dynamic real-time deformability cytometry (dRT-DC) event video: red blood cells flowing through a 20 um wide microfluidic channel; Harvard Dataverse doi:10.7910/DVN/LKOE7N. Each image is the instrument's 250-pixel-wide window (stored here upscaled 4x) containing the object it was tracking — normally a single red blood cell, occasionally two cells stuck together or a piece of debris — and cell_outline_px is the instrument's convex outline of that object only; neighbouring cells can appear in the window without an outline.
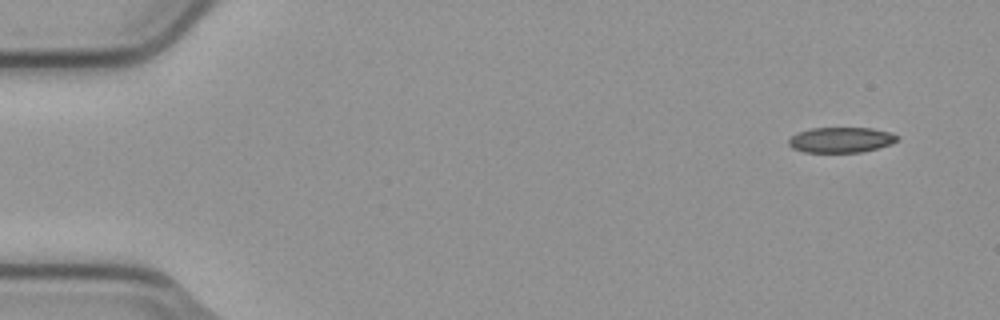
{"species": "common noctule bat (a hibernating species)", "species_latin": "Nyctalus noctula", "temperature_condition": "cold", "stored_images_in_passage": 4, "camera_frame_rate_fps": 3000, "um_per_image_px": 0.085, "animal": {"sex": "male", "body_mass_g": 23.1, "forearm_length_mm": 52.7}, "frame": {"image": 1, "passage_image": 1, "time_ms": 0.0, "image_size_px": [1000, 320], "cell_outline_px": [[900, 136], [892, 144], [860, 152], [804, 152], [792, 148], [788, 144], [788, 140], [792, 136], [800, 132], [812, 128], [872, 128], [888, 132]], "centroid_in_image_um": [71.48, 11.89], "position_along_channel_um": 13.5, "area_um2": 15.9}}
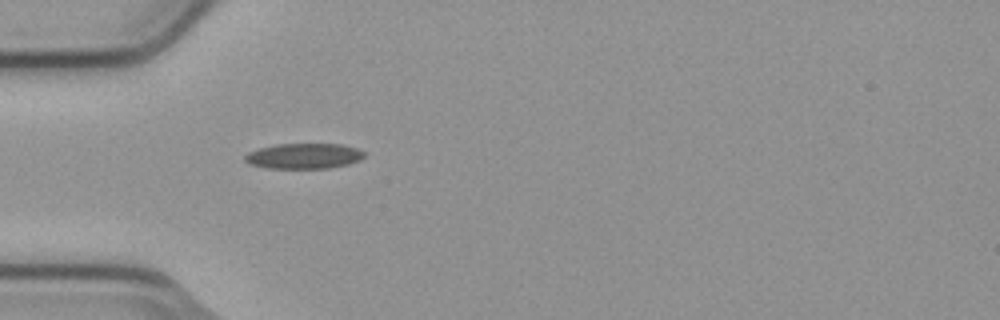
{"frame": {"image": 2, "passage_image": 4, "time_ms": 1.0, "image_size_px": [1000, 320], "cell_outline_px": [[364, 156], [360, 160], [348, 164], [328, 168], [268, 168], [248, 164], [244, 160], [244, 156], [248, 152], [260, 148], [276, 144], [340, 144], [356, 148], [364, 152]], "centroid_in_image_um": [25.8, 13.26], "position_along_channel_um": 59.2, "area_um2": 17.63}}